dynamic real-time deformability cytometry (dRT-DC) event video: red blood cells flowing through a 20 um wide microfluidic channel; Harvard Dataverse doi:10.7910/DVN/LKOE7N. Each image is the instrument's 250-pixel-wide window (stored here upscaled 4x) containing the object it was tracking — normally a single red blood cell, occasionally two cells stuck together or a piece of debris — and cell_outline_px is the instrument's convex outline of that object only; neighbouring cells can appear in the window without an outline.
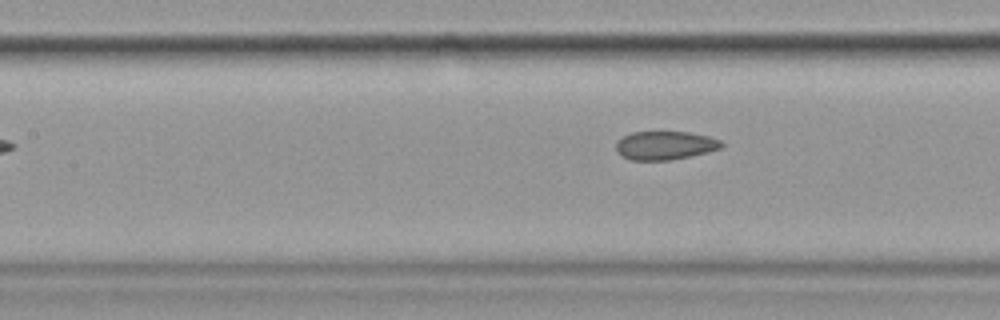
{"species": "common noctule bat (a hibernating species)", "species_latin": "Nyctalus noctula", "temperature_condition": "cold", "stored_images_in_passage": 4, "camera_frame_rate_fps": 3000, "um_per_image_px": 0.085, "animal": {"sex": "female", "body_mass_g": 19.9}, "frame": {"image": 1, "passage_image": 4, "time_ms": 4.333, "image_size_px": [1000, 320], "cell_outline_px": [[724, 144], [720, 148], [708, 152], [668, 160], [632, 160], [620, 156], [616, 152], [616, 140], [632, 132], [688, 132], [708, 136], [720, 140]], "centroid_in_image_um": [56.48, 12.36], "position_along_channel_um": 150.9, "area_um2": 17.51}}